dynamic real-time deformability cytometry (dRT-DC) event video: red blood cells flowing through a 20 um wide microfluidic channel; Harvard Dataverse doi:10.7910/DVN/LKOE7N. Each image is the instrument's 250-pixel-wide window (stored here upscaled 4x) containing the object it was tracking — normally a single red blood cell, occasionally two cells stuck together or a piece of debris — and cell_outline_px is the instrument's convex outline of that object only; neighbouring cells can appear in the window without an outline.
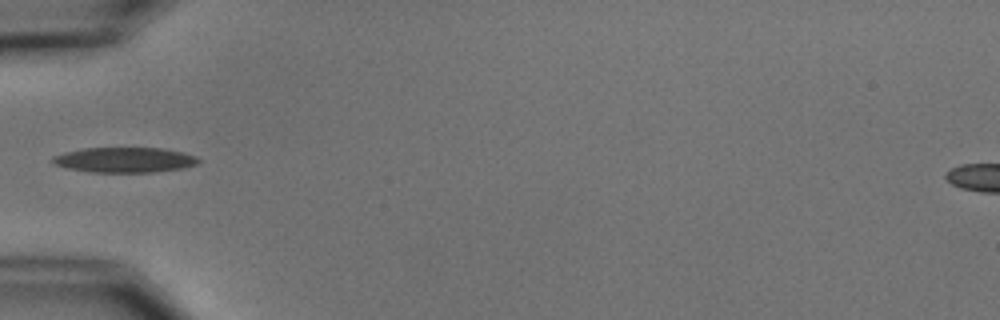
{"species": "common noctule bat (a hibernating species)", "species_latin": "Nyctalus noctula", "temperature_condition": "cold", "stored_images_in_passage": 5, "camera_frame_rate_fps": 3000, "um_per_image_px": 0.085, "animal": {"sex": "male", "body_mass_g": 15.6}, "frame": {"image": 1, "passage_image": 5, "time_ms": 4.333, "image_size_px": [1000, 320], "cell_outline_px": [[200, 160], [196, 164], [184, 168], [152, 172], [92, 172], [68, 168], [56, 164], [52, 160], [52, 156], [64, 152], [84, 148], [160, 148], [184, 152], [196, 156]], "centroid_in_image_um": [10.61, 13.58], "position_along_channel_um": 74.4, "area_um2": 21.27}}